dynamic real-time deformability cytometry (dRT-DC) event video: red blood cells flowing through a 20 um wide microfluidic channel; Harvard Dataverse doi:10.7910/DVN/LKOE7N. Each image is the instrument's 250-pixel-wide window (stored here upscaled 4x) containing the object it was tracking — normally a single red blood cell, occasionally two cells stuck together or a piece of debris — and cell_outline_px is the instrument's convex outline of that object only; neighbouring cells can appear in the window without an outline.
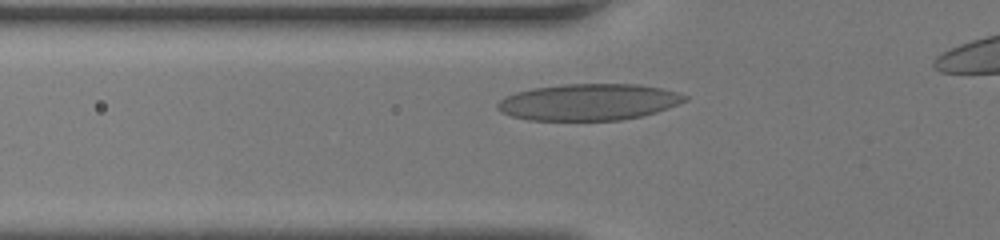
{"species": "human", "species_latin": "Homo sapiens", "temperature_condition": "room temperature", "stored_images_in_passage": 29, "camera_frame_rate_fps": 3000, "um_per_image_px": 0.085, "donor": {"sex": "female"}, "frame": {"image": 1, "passage_image": 7, "time_ms": 2.0, "image_size_px": [1000, 240], "cell_outline_px": [[688, 100], [668, 108], [656, 112], [640, 116], [620, 120], [528, 120], [512, 116], [500, 112], [496, 108], [496, 104], [504, 96], [516, 92], [532, 88], [564, 84], [640, 84], [660, 88], [676, 92], [688, 96]], "centroid_in_image_um": [50.01, 8.67], "position_along_channel_um": 75.8, "area_um2": 39.94}}
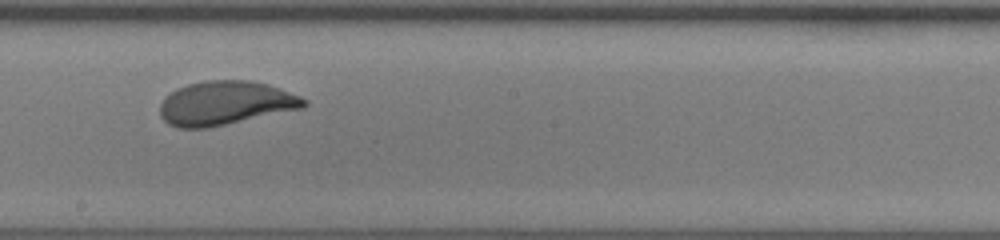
{"frame": {"image": 2, "passage_image": 17, "time_ms": 5.333, "image_size_px": [1000, 240], "cell_outline_px": [[308, 104], [304, 108], [208, 128], [176, 128], [168, 124], [160, 116], [160, 104], [164, 96], [176, 88], [188, 84], [204, 80], [252, 80], [268, 84], [280, 88], [300, 96], [308, 100]], "centroid_in_image_um": [19.15, 8.76], "position_along_channel_um": 229.0, "area_um2": 37.28}}
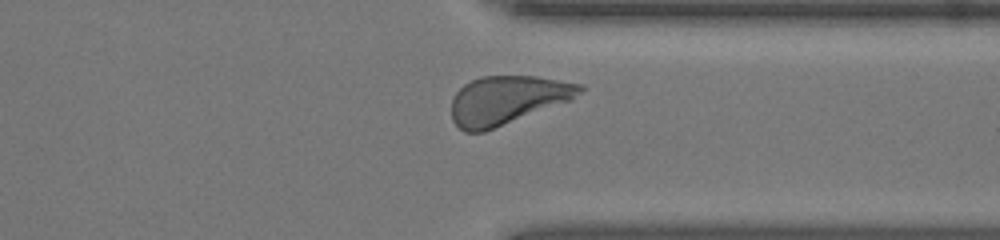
{"frame": {"image": 3, "passage_image": 26, "time_ms": 8.333, "image_size_px": [1000, 240], "cell_outline_px": [[584, 88], [572, 100], [484, 132], [464, 132], [452, 120], [452, 100], [456, 92], [464, 84], [480, 76], [536, 76], [584, 84]], "centroid_in_image_um": [43.12, 8.5], "position_along_channel_um": 368.3, "area_um2": 36.3}}